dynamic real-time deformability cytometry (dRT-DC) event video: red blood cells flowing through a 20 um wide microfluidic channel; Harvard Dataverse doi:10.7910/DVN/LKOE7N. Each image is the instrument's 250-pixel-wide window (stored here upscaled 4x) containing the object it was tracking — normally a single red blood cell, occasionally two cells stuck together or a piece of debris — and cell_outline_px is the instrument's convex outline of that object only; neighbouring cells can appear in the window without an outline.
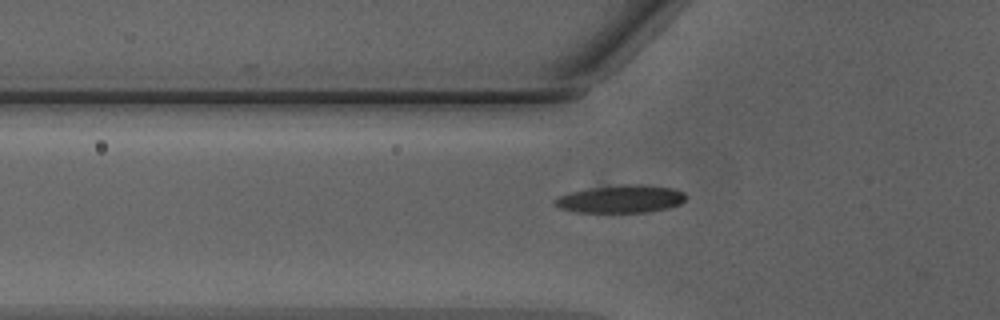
{"species": "Egyptian fruit bat (a non-hibernating species)", "species_latin": "Rousettus aegyptiacus", "temperature_condition": "warm", "stored_images_in_passage": 26, "camera_frame_rate_fps": 3000, "um_per_image_px": 0.085, "animal": {"sex": "male"}, "frame": {"image": 1, "passage_image": 4, "time_ms": 1.0, "image_size_px": [1000, 320], "cell_outline_px": [[684, 200], [680, 204], [668, 208], [648, 212], [576, 212], [560, 208], [552, 200], [560, 196], [572, 192], [592, 188], [620, 184], [640, 184], [672, 188], [684, 192]], "centroid_in_image_um": [52.79, 16.91], "position_along_channel_um": 73.0, "area_um2": 20.98}}
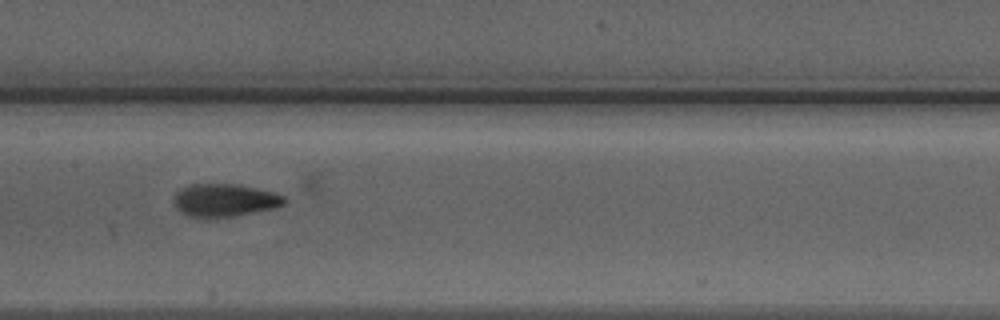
{"frame": {"image": 2, "passage_image": 12, "time_ms": 3.667, "image_size_px": [1000, 320], "cell_outline_px": [[288, 200], [284, 204], [276, 208], [232, 216], [188, 216], [176, 208], [176, 192], [180, 188], [192, 184], [236, 184], [256, 188], [272, 192], [284, 196]], "centroid_in_image_um": [19.14, 17.0], "position_along_channel_um": 188.3, "area_um2": 20.69}}
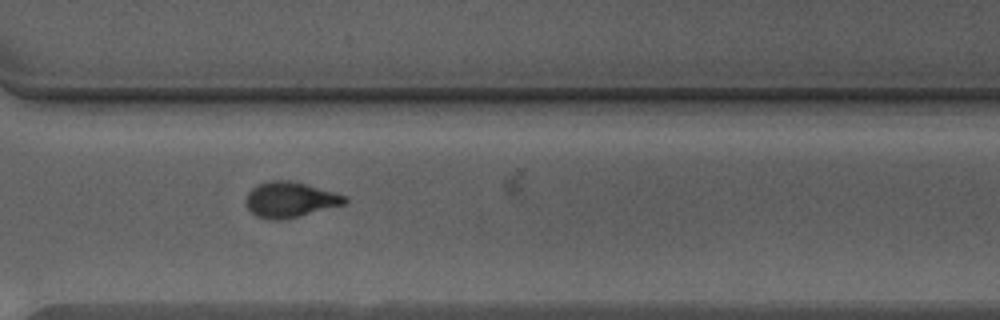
{"frame": {"image": 3, "passage_image": 23, "time_ms": 7.333, "image_size_px": [1000, 320], "cell_outline_px": [[348, 200], [344, 204], [300, 216], [284, 220], [268, 220], [256, 216], [248, 208], [244, 200], [248, 192], [256, 184], [272, 180], [288, 180], [308, 184], [348, 196]], "centroid_in_image_um": [24.64, 16.97], "position_along_channel_um": 346.0, "area_um2": 20.69}, "authors_computed_cell_mechanics": {"area_um2": 20.6924, "velocity_mm_per_s": 4.3116, "shape_relaxation_time_tau1_ms": 4.2302, "shape_relaxation_time_tau2_ms": 2.8873, "deformation_change_tau1": 0.1851, "deformation_change_tau2": 0.0896}}